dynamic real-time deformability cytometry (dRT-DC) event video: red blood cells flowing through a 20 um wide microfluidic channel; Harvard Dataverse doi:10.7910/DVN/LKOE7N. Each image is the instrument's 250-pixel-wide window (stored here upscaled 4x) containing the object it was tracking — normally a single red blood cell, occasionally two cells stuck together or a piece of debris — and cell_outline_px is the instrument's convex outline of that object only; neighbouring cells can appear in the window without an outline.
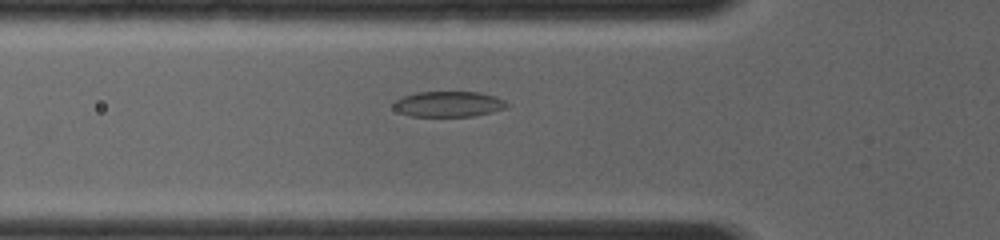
{"species": "common noctule bat (a hibernating species)", "species_latin": "Nyctalus noctula", "temperature_condition": "room temperature", "stored_images_in_passage": 9, "camera_frame_rate_fps": 4000, "um_per_image_px": 0.085, "animal": {"sex": "female", "body_mass_g": 19.0, "forearm_length_mm": 56.7}, "frame": {"image": 1, "passage_image": 6, "time_ms": 1.5, "image_size_px": [1000, 240], "cell_outline_px": [[512, 104], [508, 108], [476, 116], [412, 116], [400, 112], [392, 108], [392, 100], [416, 92], [480, 92], [496, 96]], "centroid_in_image_um": [38.16, 8.84], "position_along_channel_um": 87.6, "area_um2": 17.22}}